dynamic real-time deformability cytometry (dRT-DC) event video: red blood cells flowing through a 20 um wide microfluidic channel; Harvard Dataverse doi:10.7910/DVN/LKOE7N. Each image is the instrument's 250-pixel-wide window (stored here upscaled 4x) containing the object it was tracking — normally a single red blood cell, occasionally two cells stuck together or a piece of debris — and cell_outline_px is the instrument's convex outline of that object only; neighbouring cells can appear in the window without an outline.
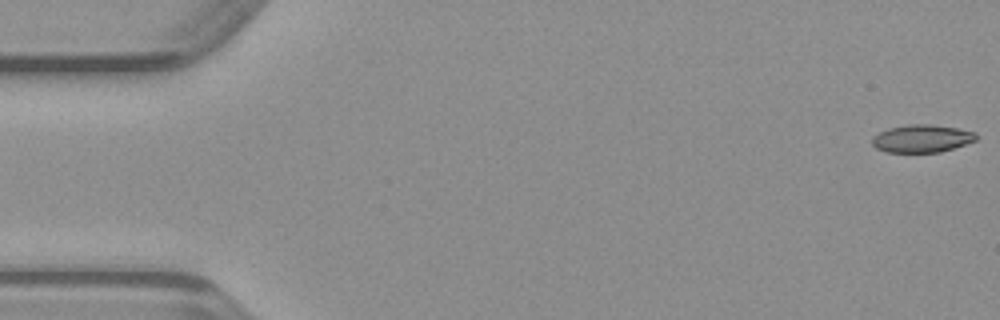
{"species": "common noctule bat (a hibernating species)", "species_latin": "Nyctalus noctula", "temperature_condition": "warm", "stored_images_in_passage": 49, "camera_frame_rate_fps": 3000, "um_per_image_px": 0.085, "animal": {"sex": "male", "body_mass_g": 23.1, "forearm_length_mm": 52.7}, "frame": {"image": 1, "passage_image": 1, "time_ms": 0.0, "image_size_px": [1000, 320], "cell_outline_px": [[976, 140], [940, 152], [888, 152], [876, 148], [872, 144], [872, 136], [888, 128], [908, 124], [928, 124], [956, 128], [976, 132]], "centroid_in_image_um": [78.32, 11.77], "position_along_channel_um": 6.7, "area_um2": 16.65}}
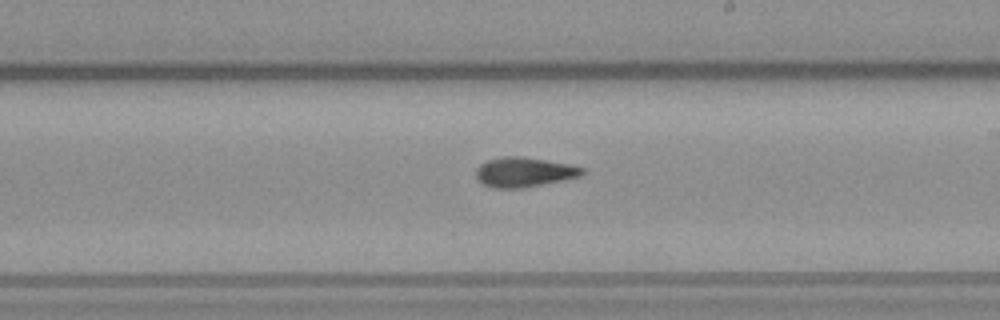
{"frame": {"image": 2, "passage_image": 28, "time_ms": 9.0, "image_size_px": [1000, 320], "cell_outline_px": [[584, 172], [580, 176], [520, 188], [496, 188], [484, 184], [476, 176], [476, 168], [480, 164], [488, 160], [504, 156], [520, 156], [568, 164], [584, 168]], "centroid_in_image_um": [44.51, 14.62], "position_along_channel_um": 244.5, "area_um2": 17.92}}
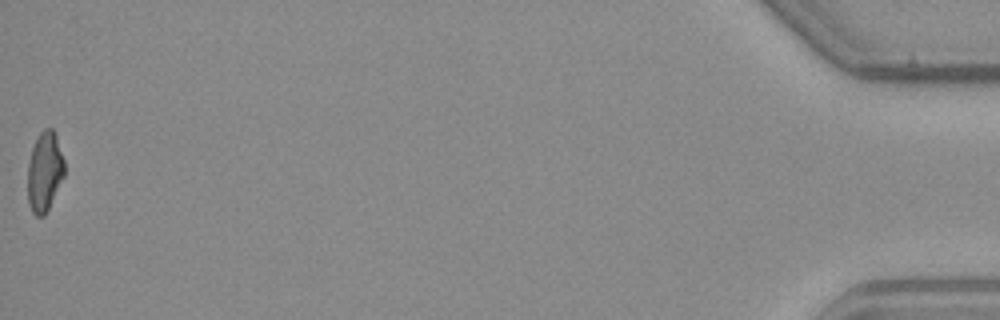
{"frame": {"image": 3, "passage_image": 49, "time_ms": 16.0, "image_size_px": [1000, 320], "cell_outline_px": [[64, 176], [44, 216], [36, 216], [32, 212], [28, 204], [28, 164], [32, 148], [40, 132], [44, 128], [52, 128], [56, 132], [64, 160]], "centroid_in_image_um": [3.79, 14.56], "position_along_channel_um": 431.4, "area_um2": 17.05}}